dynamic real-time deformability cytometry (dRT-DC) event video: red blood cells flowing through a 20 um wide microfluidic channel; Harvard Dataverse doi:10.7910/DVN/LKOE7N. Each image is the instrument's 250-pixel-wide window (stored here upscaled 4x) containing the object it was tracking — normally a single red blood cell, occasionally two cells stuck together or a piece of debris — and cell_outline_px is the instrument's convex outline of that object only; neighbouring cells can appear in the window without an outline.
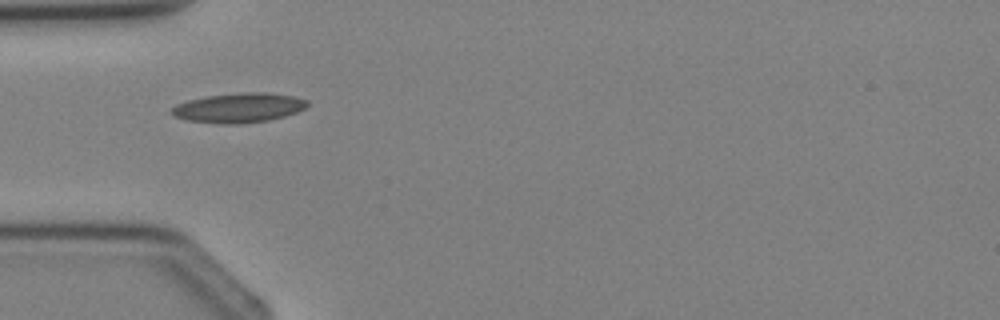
{"species": "Egyptian fruit bat (a non-hibernating species)", "species_latin": "Rousettus aegyptiacus", "temperature_condition": "cold", "stored_images_in_passage": 1, "camera_frame_rate_fps": 3000, "um_per_image_px": 0.085, "animal": {"sex": "female"}, "frame": {"image": 1, "passage_image": 1, "time_ms": 0.0, "image_size_px": [1000, 320], "cell_outline_px": [[308, 104], [304, 108], [296, 112], [284, 116], [268, 120], [236, 124], [224, 124], [188, 120], [172, 116], [168, 112], [176, 104], [188, 100], [208, 96], [240, 92], [268, 92], [292, 96], [308, 100]], "centroid_in_image_um": [20.26, 9.15], "position_along_channel_um": 64.7, "area_um2": 23.35}}